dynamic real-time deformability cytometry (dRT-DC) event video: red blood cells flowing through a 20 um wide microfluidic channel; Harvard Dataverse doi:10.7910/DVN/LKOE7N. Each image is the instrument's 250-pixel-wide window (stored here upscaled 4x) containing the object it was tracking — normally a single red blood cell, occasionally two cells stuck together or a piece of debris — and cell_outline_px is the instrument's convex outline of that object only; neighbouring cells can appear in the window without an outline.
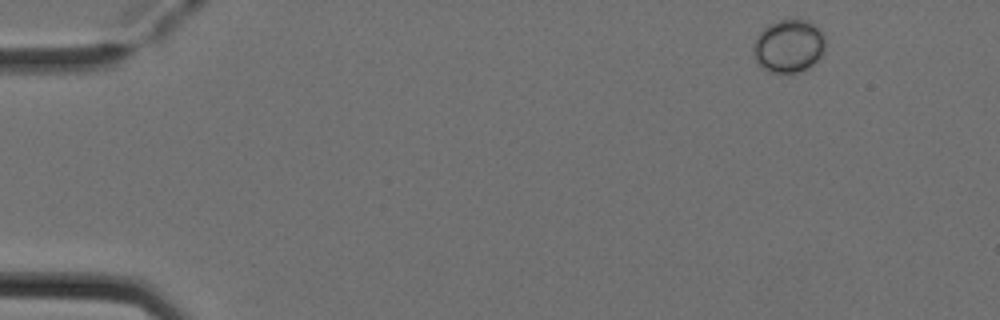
{"species": "Egyptian fruit bat (a non-hibernating species)", "species_latin": "Rousettus aegyptiacus", "temperature_condition": "cold", "stored_images_in_passage": 4, "camera_frame_rate_fps": 3000, "um_per_image_px": 0.085, "animal": {"sex": "female"}, "frame": {"image": 1, "passage_image": 1, "time_ms": 0.0, "image_size_px": [1000, 320], "cell_outline_px": [[824, 52], [808, 68], [800, 72], [768, 72], [756, 64], [752, 48], [756, 36], [768, 24], [776, 20], [792, 16], [808, 20], [824, 32]], "centroid_in_image_um": [67.02, 3.86], "position_along_channel_um": 18.0, "area_um2": 22.89}}
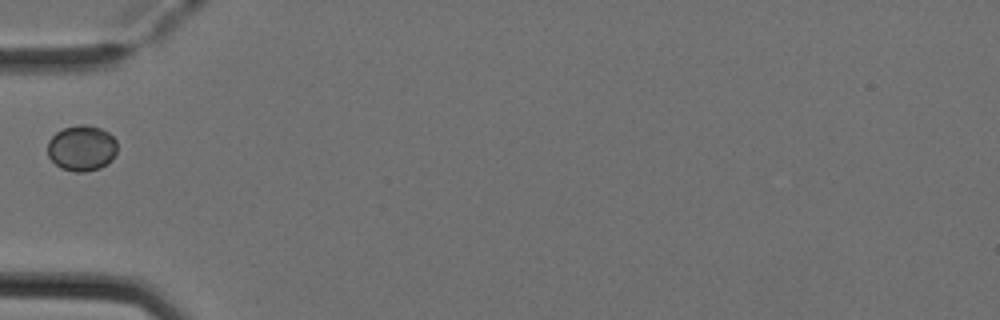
{"frame": {"image": 2, "passage_image": 4, "time_ms": 1.0, "image_size_px": [1000, 320], "cell_outline_px": [[116, 152], [112, 160], [100, 168], [84, 172], [76, 172], [60, 168], [48, 156], [48, 140], [56, 132], [64, 128], [80, 124], [84, 124], [100, 128], [108, 132], [116, 140]], "centroid_in_image_um": [6.94, 12.59], "position_along_channel_um": 78.1, "area_um2": 18.55}}